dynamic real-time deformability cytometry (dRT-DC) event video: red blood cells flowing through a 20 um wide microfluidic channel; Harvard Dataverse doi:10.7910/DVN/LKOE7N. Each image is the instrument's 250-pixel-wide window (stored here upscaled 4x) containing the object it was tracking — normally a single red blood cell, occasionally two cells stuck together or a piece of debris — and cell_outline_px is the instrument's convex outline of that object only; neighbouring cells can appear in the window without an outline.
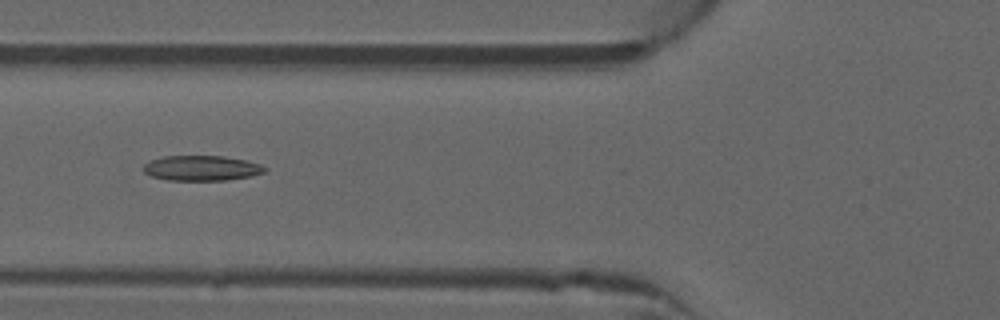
{"species": "common noctule bat (a hibernating species)", "species_latin": "Nyctalus noctula", "temperature_condition": "warm", "stored_images_in_passage": 9, "camera_frame_rate_fps": 3000, "um_per_image_px": 0.085, "animal": {"sex": "male", "forearm_length_mm": 52.5}, "frame": {"image": 1, "passage_image": 7, "time_ms": 2.0, "image_size_px": [1000, 320], "cell_outline_px": [[268, 168], [264, 172], [252, 176], [228, 180], [168, 180], [152, 176], [144, 172], [144, 164], [152, 160], [164, 156], [224, 156], [244, 160], [260, 164]], "centroid_in_image_um": [17.16, 14.29], "position_along_channel_um": 108.6, "area_um2": 17.69}}